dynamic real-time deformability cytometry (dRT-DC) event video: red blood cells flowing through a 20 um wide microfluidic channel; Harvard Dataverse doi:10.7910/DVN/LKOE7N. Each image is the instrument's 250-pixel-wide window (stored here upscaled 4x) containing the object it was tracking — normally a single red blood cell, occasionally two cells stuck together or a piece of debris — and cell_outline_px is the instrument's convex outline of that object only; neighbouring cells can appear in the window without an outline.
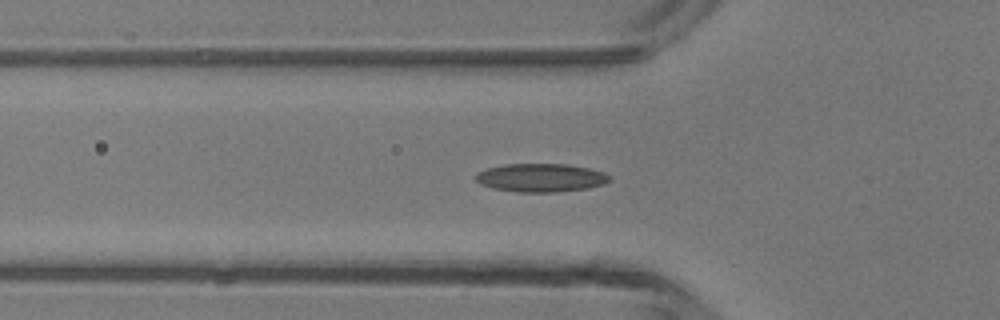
{"species": "common noctule bat (a hibernating species)", "species_latin": "Nyctalus noctula", "temperature_condition": "room temperature", "stored_images_in_passage": 40, "camera_frame_rate_fps": 3000, "um_per_image_px": 0.085, "animal": {"sex": "male", "body_mass_g": 13.3}, "frame": {"image": 1, "passage_image": 8, "time_ms": 2.333, "image_size_px": [1000, 320], "cell_outline_px": [[612, 180], [604, 184], [588, 188], [556, 192], [520, 192], [492, 188], [480, 184], [476, 180], [476, 172], [488, 168], [504, 164], [568, 164], [588, 168], [604, 172]], "centroid_in_image_um": [45.97, 15.1], "position_along_channel_um": 79.8, "area_um2": 22.14}}
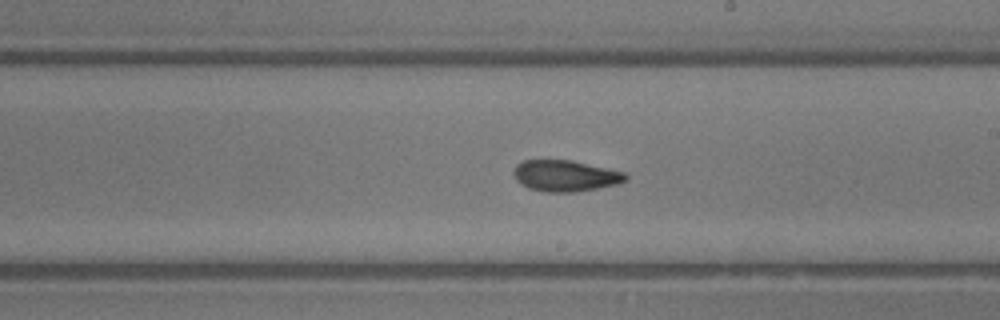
{"frame": {"image": 2, "passage_image": 19, "time_ms": 6.0, "image_size_px": [1000, 320], "cell_outline_px": [[628, 180], [620, 184], [576, 192], [544, 192], [528, 188], [520, 184], [516, 180], [512, 172], [516, 164], [524, 160], [572, 160], [608, 168], [624, 172], [628, 176]], "centroid_in_image_um": [48.06, 14.95], "position_along_channel_um": 240.9, "area_um2": 20.69}}
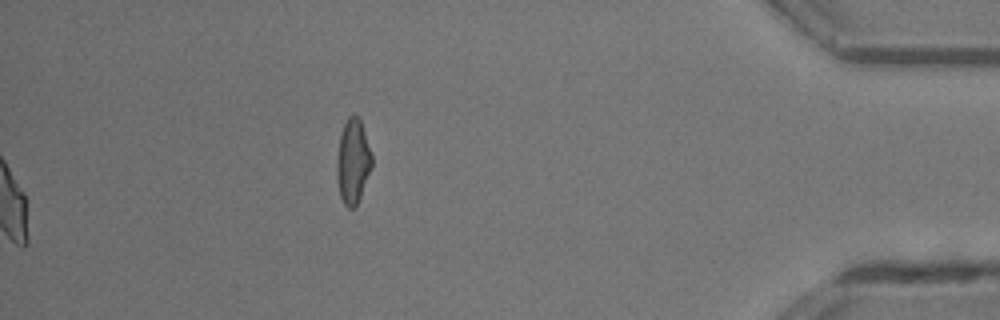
{"frame": {"image": 3, "passage_image": 40, "time_ms": 13.0, "image_size_px": [1000, 320], "cell_outline_px": [[372, 164], [356, 208], [348, 208], [344, 204], [340, 196], [336, 180], [336, 164], [340, 136], [344, 124], [348, 116], [356, 116], [360, 120], [372, 156]], "centroid_in_image_um": [29.97, 13.77], "position_along_channel_um": 405.2, "area_um2": 17.05}, "authors_computed_cell_mechanics": {"area_um2": 20.2878, "velocity_mm_per_s": 4.37, "shape_relaxation_time_tau1_ms": 5.4376, "shape_relaxation_time_tau2_ms": 1.8465, "deformation_change_tau1": 0.1598, "deformation_change_tau2": 0.0804}}